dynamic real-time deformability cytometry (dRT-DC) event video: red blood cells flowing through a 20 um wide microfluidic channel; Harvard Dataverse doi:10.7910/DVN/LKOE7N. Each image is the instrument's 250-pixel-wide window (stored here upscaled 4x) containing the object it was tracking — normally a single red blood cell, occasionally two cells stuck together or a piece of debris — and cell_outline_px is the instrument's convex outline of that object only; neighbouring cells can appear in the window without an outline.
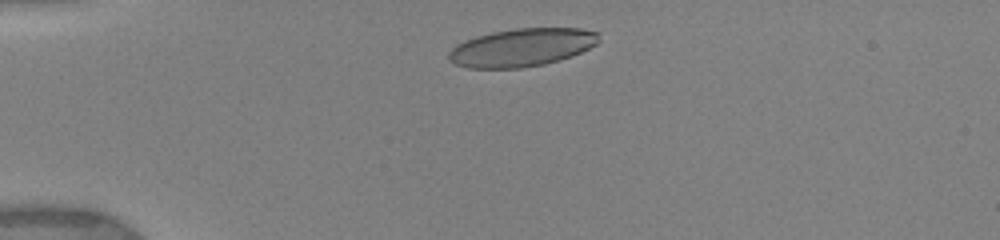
{"species": "human", "species_latin": "Homo sapiens", "temperature_condition": "warm", "stored_images_in_passage": 3, "camera_frame_rate_fps": 3000, "um_per_image_px": 0.085, "donor": {"sex": "female"}, "frame": {"image": 1, "passage_image": 2, "time_ms": 1.0, "image_size_px": [1000, 240], "cell_outline_px": [[600, 32], [596, 44], [572, 56], [560, 60], [544, 64], [520, 68], [468, 68], [456, 64], [448, 60], [448, 52], [456, 44], [464, 40], [476, 36], [492, 32], [516, 28], [580, 28]], "centroid_in_image_um": [44.33, 4.03], "position_along_channel_um": 40.7, "area_um2": 33.35}}